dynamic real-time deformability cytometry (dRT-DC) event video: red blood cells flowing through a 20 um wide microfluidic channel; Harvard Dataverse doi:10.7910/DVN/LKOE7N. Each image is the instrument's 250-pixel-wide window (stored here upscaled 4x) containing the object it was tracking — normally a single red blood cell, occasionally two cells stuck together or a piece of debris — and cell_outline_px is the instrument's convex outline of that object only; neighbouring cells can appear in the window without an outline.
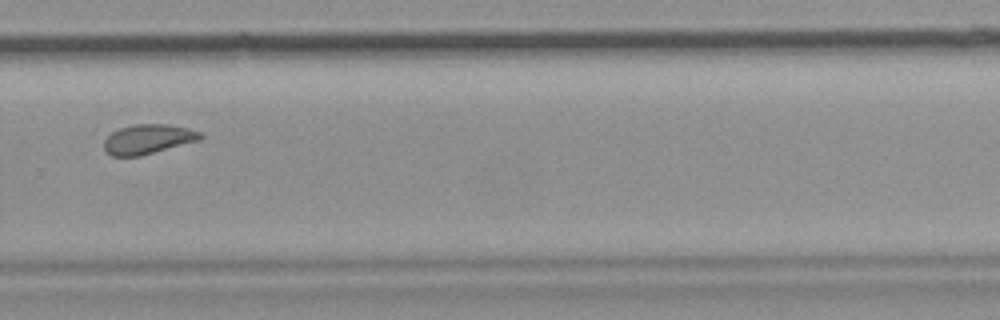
{"species": "common noctule bat (a hibernating species)", "species_latin": "Nyctalus noctula", "temperature_condition": "room temperature", "stored_images_in_passage": 15, "camera_frame_rate_fps": 3000, "um_per_image_px": 0.085, "animal": {"sex": "female", "body_mass_g": 19.9}, "frame": {"image": 1, "passage_image": 9, "time_ms": 2.667, "image_size_px": [1000, 320], "cell_outline_px": [[204, 136], [200, 140], [140, 156], [112, 156], [104, 148], [104, 140], [112, 132], [120, 128], [136, 124], [168, 124], [188, 128], [200, 132]], "centroid_in_image_um": [12.6, 11.82], "position_along_channel_um": 317.2, "area_um2": 16.53}}